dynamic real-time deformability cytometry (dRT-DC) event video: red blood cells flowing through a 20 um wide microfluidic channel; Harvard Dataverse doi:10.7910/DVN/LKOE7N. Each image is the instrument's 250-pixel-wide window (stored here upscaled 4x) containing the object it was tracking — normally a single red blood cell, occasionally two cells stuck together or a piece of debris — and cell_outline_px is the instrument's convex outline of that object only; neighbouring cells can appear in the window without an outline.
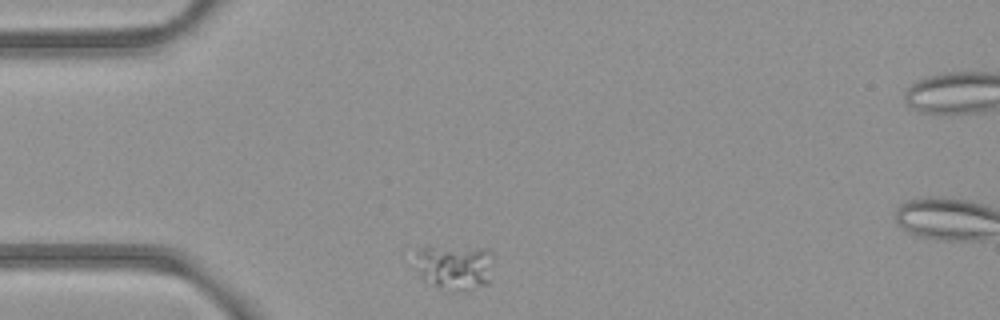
{"species": "common noctule bat (a hibernating species)", "species_latin": "Nyctalus noctula", "temperature_condition": "room temperature", "stored_images_in_passage": 2, "camera_frame_rate_fps": 3000, "um_per_image_px": 0.085, "animal": {"sex": "female", "body_mass_g": 21.9}, "frame": {"image": 1, "passage_image": 1, "time_ms": 0.0, "image_size_px": [1000, 320], "cell_outline_px": [[492, 260], [488, 284], [468, 292], [444, 292], [424, 280], [420, 276], [416, 256], [416, 252], [428, 244], [488, 248], [492, 252]], "centroid_in_image_um": [38.66, 22.7], "position_along_channel_um": 46.3, "area_um2": 21.79}}